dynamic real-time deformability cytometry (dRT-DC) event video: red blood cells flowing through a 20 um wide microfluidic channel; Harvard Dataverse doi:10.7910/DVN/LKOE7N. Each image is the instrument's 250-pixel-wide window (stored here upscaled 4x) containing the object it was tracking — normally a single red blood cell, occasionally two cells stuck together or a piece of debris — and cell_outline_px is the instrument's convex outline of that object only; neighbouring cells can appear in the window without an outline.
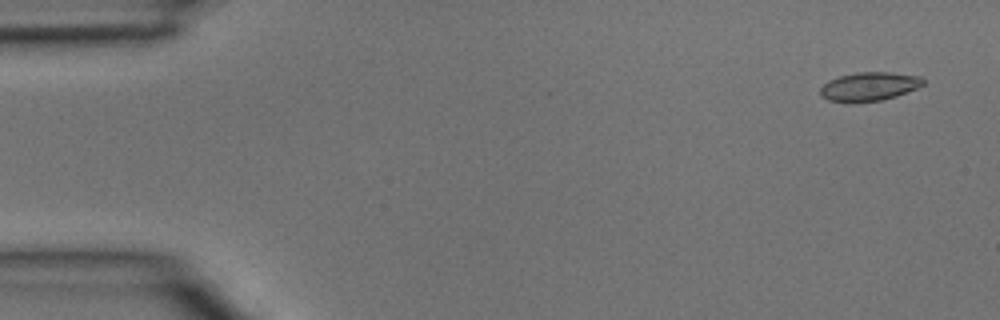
{"species": "common noctule bat (a hibernating species)", "species_latin": "Nyctalus noctula", "temperature_condition": "room temperature", "stored_images_in_passage": 4, "segment_of_instrument_passage": [2, 2], "camera_frame_rate_fps": 3000, "um_per_image_px": 0.085, "animal": {"sex": "male", "body_mass_g": 15.6}, "frame": {"image": 1, "passage_image": 4, "time_ms": 1.0, "image_size_px": [1000, 320], "cell_outline_px": [[924, 84], [916, 88], [896, 96], [880, 100], [848, 104], [828, 100], [820, 96], [820, 88], [828, 80], [840, 76], [856, 72], [892, 72], [920, 76], [924, 80]], "centroid_in_image_um": [73.84, 7.37], "position_along_channel_um": 11.2, "area_um2": 17.46}}